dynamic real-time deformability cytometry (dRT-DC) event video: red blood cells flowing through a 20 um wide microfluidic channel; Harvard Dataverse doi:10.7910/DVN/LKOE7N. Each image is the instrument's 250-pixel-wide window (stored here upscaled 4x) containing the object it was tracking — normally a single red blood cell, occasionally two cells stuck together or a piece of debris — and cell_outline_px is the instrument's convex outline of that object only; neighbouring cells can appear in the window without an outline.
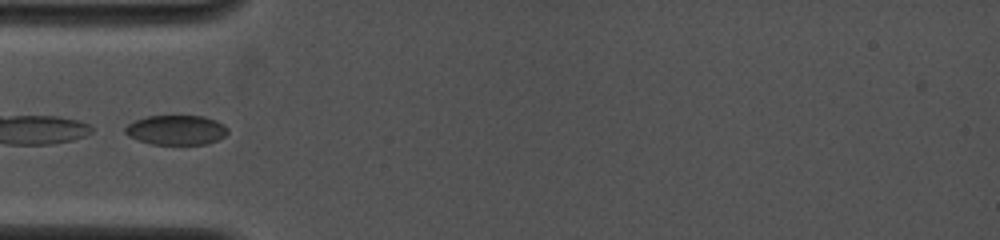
{"species": "common noctule bat (a hibernating species)", "species_latin": "Nyctalus noctula", "temperature_condition": "cold", "stored_images_in_passage": 20, "camera_frame_rate_fps": 4000, "um_per_image_px": 0.085, "animal": {"sex": "female", "body_mass_g": 19.0, "forearm_length_mm": 53.3}, "frame": {"image": 1, "passage_image": 1, "time_ms": 0.0, "image_size_px": [1000, 240], "cell_outline_px": [[228, 132], [224, 136], [216, 140], [204, 144], [152, 144], [136, 140], [128, 136], [124, 132], [124, 128], [128, 124], [136, 120], [148, 116], [204, 116], [216, 120], [224, 124], [228, 128]], "centroid_in_image_um": [14.97, 11.05], "position_along_channel_um": 70.0, "area_um2": 17.74}}
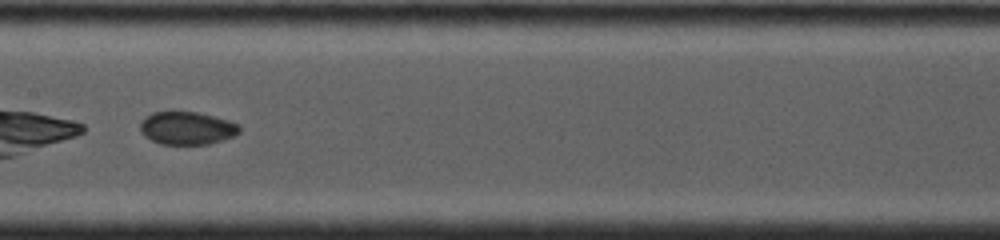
{"frame": {"image": 2, "passage_image": 19, "time_ms": 3.0, "image_size_px": [1000, 240], "cell_outline_px": [[240, 132], [232, 136], [208, 144], [160, 144], [144, 136], [140, 132], [140, 120], [152, 112], [196, 112], [228, 120], [240, 124]], "centroid_in_image_um": [15.86, 10.89], "position_along_channel_um": 191.5, "area_um2": 18.96}}